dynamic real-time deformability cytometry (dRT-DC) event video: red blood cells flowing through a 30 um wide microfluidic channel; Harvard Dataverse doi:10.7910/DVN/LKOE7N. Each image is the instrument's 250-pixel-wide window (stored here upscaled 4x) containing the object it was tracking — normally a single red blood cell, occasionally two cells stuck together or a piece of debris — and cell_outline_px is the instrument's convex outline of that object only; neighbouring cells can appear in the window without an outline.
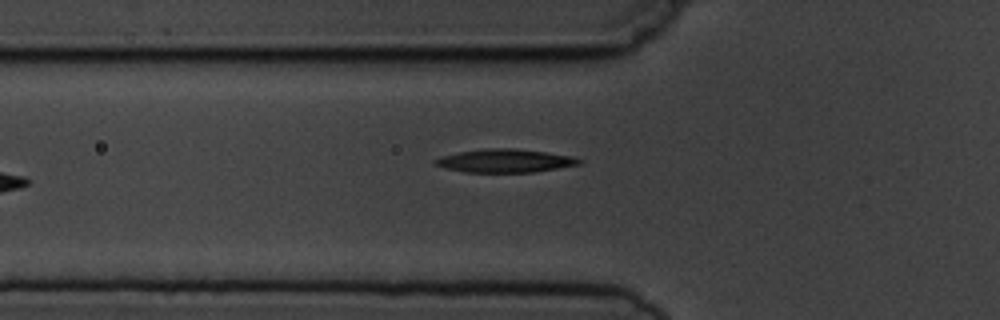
{"species": "common noctule bat (a hibernating species)", "species_latin": "Nyctalus noctula", "temperature_condition": "cold", "stored_images_in_passage": 6, "camera_frame_rate_fps": 3000, "um_per_image_px": 0.085, "animal": {"sex": "male", "body_mass_g": 19.5, "forearm_length_mm": 54.6}, "frame": {"image": 1, "passage_image": 6, "time_ms": 6.667, "image_size_px": [1000, 320], "cell_outline_px": [[584, 160], [580, 164], [532, 172], [464, 172], [448, 168], [436, 164], [432, 160], [444, 156], [460, 152], [488, 148], [512, 148], [544, 152], [572, 156]], "centroid_in_image_um": [42.96, 13.66], "position_along_channel_um": 82.8, "area_um2": 19.13}}